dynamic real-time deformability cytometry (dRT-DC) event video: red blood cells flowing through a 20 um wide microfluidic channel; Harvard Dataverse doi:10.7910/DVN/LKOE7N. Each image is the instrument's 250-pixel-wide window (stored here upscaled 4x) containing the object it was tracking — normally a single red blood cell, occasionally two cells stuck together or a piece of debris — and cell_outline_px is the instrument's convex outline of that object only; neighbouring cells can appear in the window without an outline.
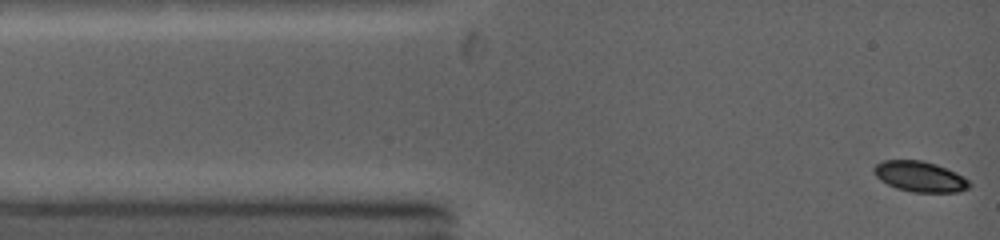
{"species": "common noctule bat (a hibernating species)", "species_latin": "Nyctalus noctula", "temperature_condition": "warm", "stored_images_in_passage": 8, "camera_frame_rate_fps": 5000, "um_per_image_px": 0.085, "animal": {"sex": "female", "body_mass_g": 19.0, "forearm_length_mm": 53.3}, "frame": {"image": 1, "passage_image": 1, "time_ms": 0.0, "image_size_px": [1000, 240], "cell_outline_px": [[972, 184], [968, 188], [960, 192], [912, 192], [896, 188], [880, 180], [872, 172], [872, 168], [876, 164], [884, 160], [920, 160], [936, 164], [956, 172], [964, 176]], "centroid_in_image_um": [78.19, 15.01], "position_along_channel_um": 6.8, "area_um2": 17.11}}
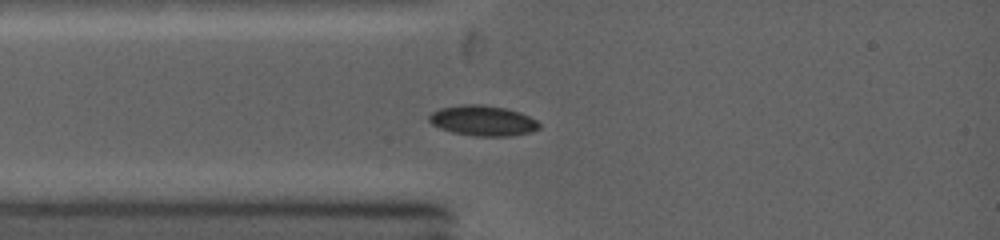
{"frame": {"image": 2, "passage_image": 7, "time_ms": 2.2, "image_size_px": [1000, 240], "cell_outline_px": [[540, 128], [532, 132], [512, 136], [476, 136], [452, 132], [440, 128], [432, 124], [428, 120], [428, 116], [432, 112], [440, 108], [464, 104], [476, 104], [504, 108], [520, 112], [536, 120], [540, 124]], "centroid_in_image_um": [41.04, 10.26], "position_along_channel_um": 44.0, "area_um2": 19.42}}